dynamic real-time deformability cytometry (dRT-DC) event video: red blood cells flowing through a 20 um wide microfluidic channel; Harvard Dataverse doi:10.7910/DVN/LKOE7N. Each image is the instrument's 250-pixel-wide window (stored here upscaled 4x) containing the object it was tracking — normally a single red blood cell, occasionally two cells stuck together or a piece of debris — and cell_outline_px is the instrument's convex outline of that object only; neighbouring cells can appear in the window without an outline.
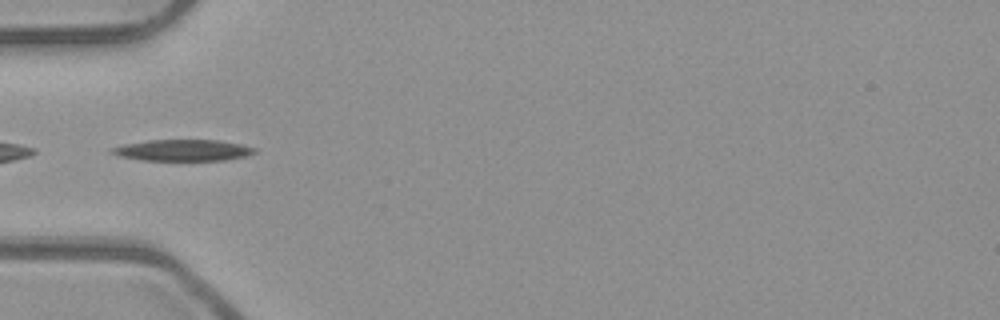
{"species": "common noctule bat (a hibernating species)", "species_latin": "Nyctalus noctula", "temperature_condition": "room temperature", "stored_images_in_passage": 36, "camera_frame_rate_fps": 3000, "um_per_image_px": 0.085, "animal": {"sex": "male", "body_mass_g": 23.1, "forearm_length_mm": 52.7}, "frame": {"image": 1, "passage_image": 1, "time_ms": 0.0, "image_size_px": [1000, 320], "cell_outline_px": [[256, 152], [244, 156], [224, 160], [140, 160], [120, 156], [108, 152], [112, 148], [124, 144], [148, 140], [220, 140], [240, 144], [256, 148]], "centroid_in_image_um": [15.52, 12.77], "position_along_channel_um": 69.5, "area_um2": 17.63}}
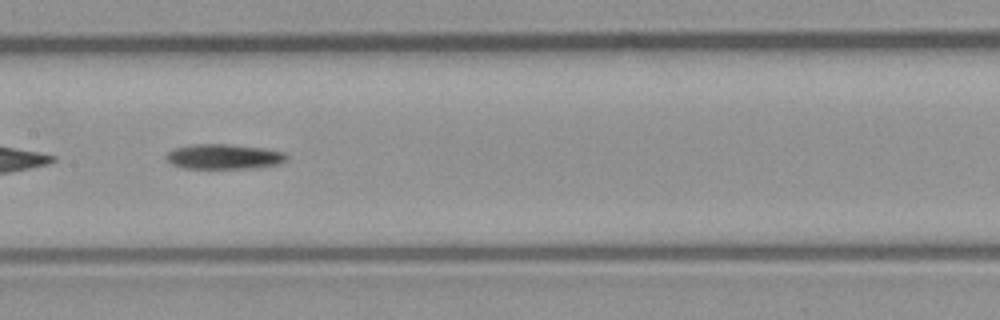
{"frame": {"image": 2, "passage_image": 10, "time_ms": 3.0, "image_size_px": [1000, 320], "cell_outline_px": [[288, 160], [280, 164], [256, 168], [184, 168], [172, 164], [164, 156], [168, 152], [176, 148], [196, 144], [224, 144], [264, 148], [284, 152], [288, 156]], "centroid_in_image_um": [19.08, 13.32], "position_along_channel_um": 188.3, "area_um2": 17.51}}
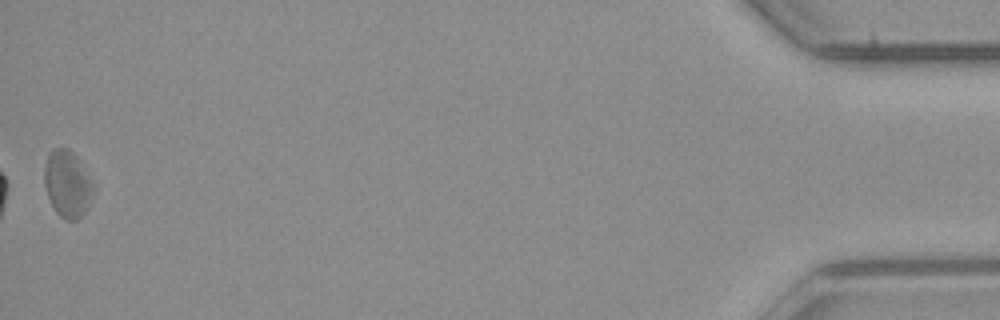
{"frame": {"image": 3, "passage_image": 36, "time_ms": 11.667, "image_size_px": [1000, 320], "cell_outline_px": [[96, 184], [92, 196], [84, 212], [76, 220], [68, 220], [60, 216], [56, 212], [48, 196], [44, 184], [44, 168], [48, 152], [52, 148], [68, 148], [76, 156]], "centroid_in_image_um": [5.74, 15.6], "position_along_channel_um": 429.5, "area_um2": 19.13}}